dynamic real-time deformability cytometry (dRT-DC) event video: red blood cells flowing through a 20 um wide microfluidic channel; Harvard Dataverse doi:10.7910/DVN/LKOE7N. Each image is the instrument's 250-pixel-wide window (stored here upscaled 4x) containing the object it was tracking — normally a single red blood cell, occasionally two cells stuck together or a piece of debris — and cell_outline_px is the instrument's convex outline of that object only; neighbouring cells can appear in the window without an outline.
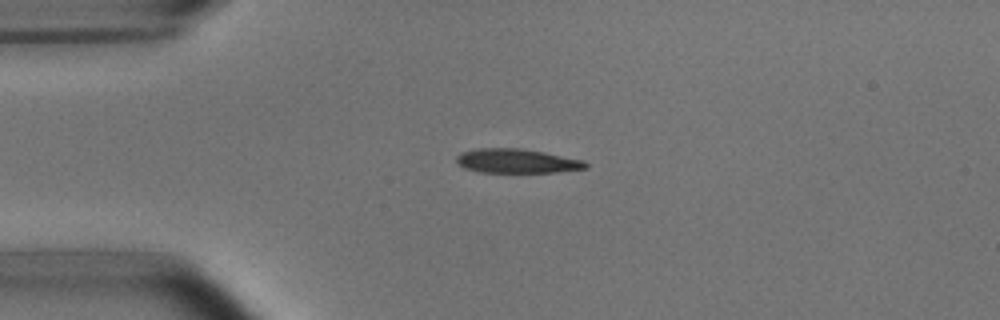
{"species": "common noctule bat (a hibernating species)", "species_latin": "Nyctalus noctula", "temperature_condition": "room temperature", "stored_images_in_passage": 41, "camera_frame_rate_fps": 3000, "um_per_image_px": 0.085, "animal": {"sex": "male", "body_mass_g": 15.6}, "frame": {"image": 1, "passage_image": 1, "time_ms": 0.0, "image_size_px": [1000, 320], "cell_outline_px": [[588, 168], [556, 172], [480, 172], [464, 168], [456, 160], [456, 156], [460, 152], [476, 148], [520, 148], [544, 152], [584, 160], [588, 164]], "centroid_in_image_um": [43.92, 13.68], "position_along_channel_um": 41.1, "area_um2": 18.26}}
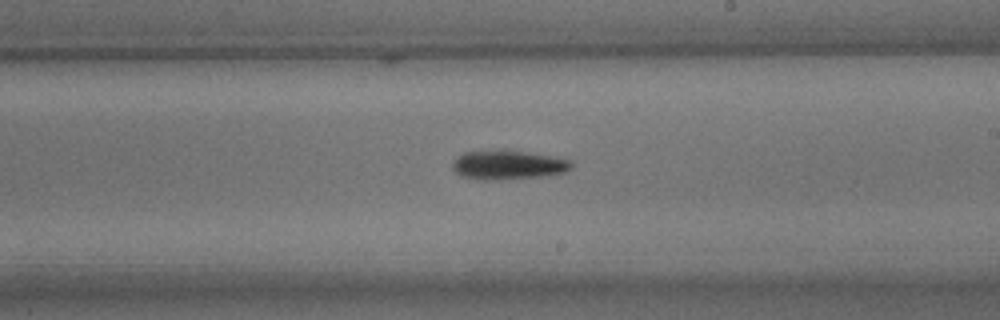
{"frame": {"image": 2, "passage_image": 19, "time_ms": 6.0, "image_size_px": [1000, 320], "cell_outline_px": [[572, 168], [564, 172], [544, 176], [496, 180], [484, 180], [464, 176], [456, 172], [452, 168], [452, 164], [464, 152], [508, 148], [552, 156], [572, 160]], "centroid_in_image_um": [43.23, 13.99], "position_along_channel_um": 245.8, "area_um2": 20.46}}
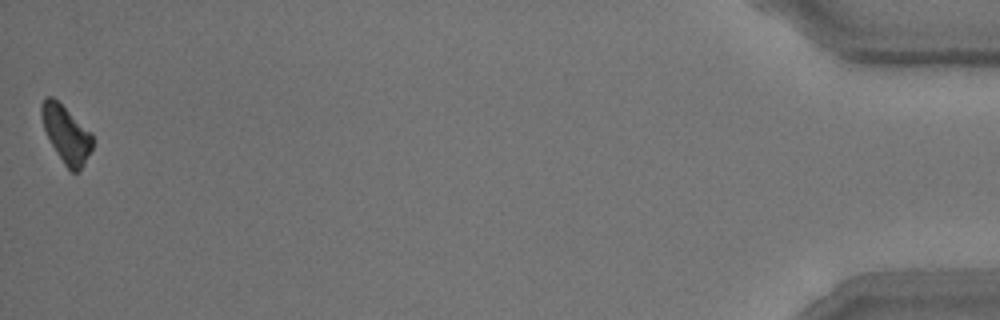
{"frame": {"image": 3, "passage_image": 41, "time_ms": 13.333, "image_size_px": [1000, 320], "cell_outline_px": [[92, 148], [80, 172], [72, 172], [64, 164], [56, 152], [44, 128], [40, 116], [40, 104], [44, 96], [52, 96], [92, 132]], "centroid_in_image_um": [5.61, 11.38], "position_along_channel_um": 429.6, "area_um2": 16.94}, "authors_computed_cell_mechanics": {"area_um2": 18.8428, "velocity_mm_per_s": 3.7778, "shape_relaxation_time_tau1_ms": 3.4296, "shape_relaxation_time_tau2_ms": null, "deformation_change_tau1": 0.1115, "deformation_change_tau2": null}}